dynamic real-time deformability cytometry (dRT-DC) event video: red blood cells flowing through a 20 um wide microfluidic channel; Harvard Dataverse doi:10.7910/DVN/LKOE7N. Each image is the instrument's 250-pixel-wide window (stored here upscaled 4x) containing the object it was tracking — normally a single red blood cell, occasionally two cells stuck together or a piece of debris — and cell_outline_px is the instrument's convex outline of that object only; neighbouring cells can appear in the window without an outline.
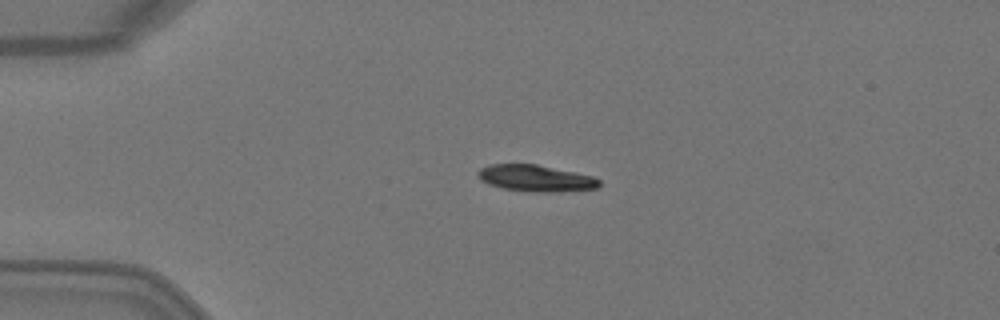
{"species": "Egyptian fruit bat (a non-hibernating species)", "species_latin": "Rousettus aegyptiacus", "temperature_condition": "warm", "stored_images_in_passage": 6, "camera_frame_rate_fps": 3000, "um_per_image_px": 0.085, "animal": {"sex": "female"}, "frame": {"image": 1, "passage_image": 2, "time_ms": 0.333, "image_size_px": [1000, 320], "cell_outline_px": [[600, 184], [596, 188], [560, 192], [536, 192], [504, 188], [488, 184], [480, 180], [476, 172], [480, 168], [488, 164], [536, 164], [576, 172], [592, 176], [600, 180]], "centroid_in_image_um": [45.52, 15.14], "position_along_channel_um": 39.5, "area_um2": 18.79}}
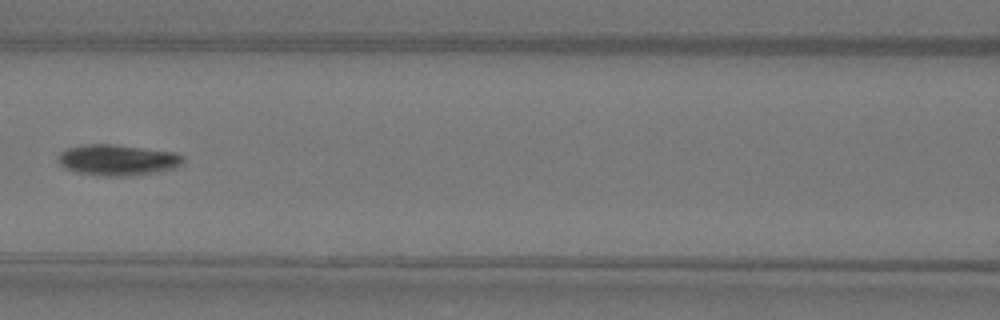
{"frame": {"image": 2, "passage_image": 5, "time_ms": 1.333, "image_size_px": [1000, 320], "cell_outline_px": [[184, 160], [180, 164], [172, 168], [152, 172], [124, 176], [104, 176], [76, 172], [64, 168], [56, 160], [56, 156], [60, 152], [68, 148], [84, 144], [112, 144], [176, 152], [184, 156]], "centroid_in_image_um": [9.93, 13.58], "position_along_channel_um": 156.7, "area_um2": 22.43}}